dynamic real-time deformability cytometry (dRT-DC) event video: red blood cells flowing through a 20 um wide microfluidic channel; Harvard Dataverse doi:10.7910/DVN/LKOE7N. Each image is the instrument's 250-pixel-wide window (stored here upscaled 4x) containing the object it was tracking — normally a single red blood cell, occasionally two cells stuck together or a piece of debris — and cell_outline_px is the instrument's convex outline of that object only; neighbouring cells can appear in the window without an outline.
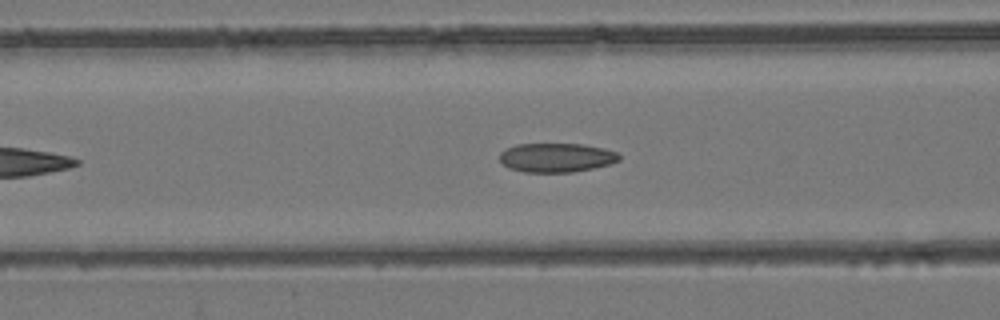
{"species": "common noctule bat (a hibernating species)", "species_latin": "Nyctalus noctula", "temperature_condition": "room temperature", "stored_images_in_passage": 36, "camera_frame_rate_fps": 3000, "um_per_image_px": 0.085, "animal": {"sex": "female", "body_mass_g": 24.6, "forearm_length_mm": 56.2}, "frame": {"image": 1, "passage_image": 10, "time_ms": 3.0, "image_size_px": [1000, 320], "cell_outline_px": [[620, 160], [608, 164], [592, 168], [572, 172], [524, 172], [508, 168], [500, 160], [500, 152], [516, 144], [584, 144], [604, 148], [616, 152], [620, 156]], "centroid_in_image_um": [47.29, 13.39], "position_along_channel_um": 119.3, "area_um2": 20.17}}
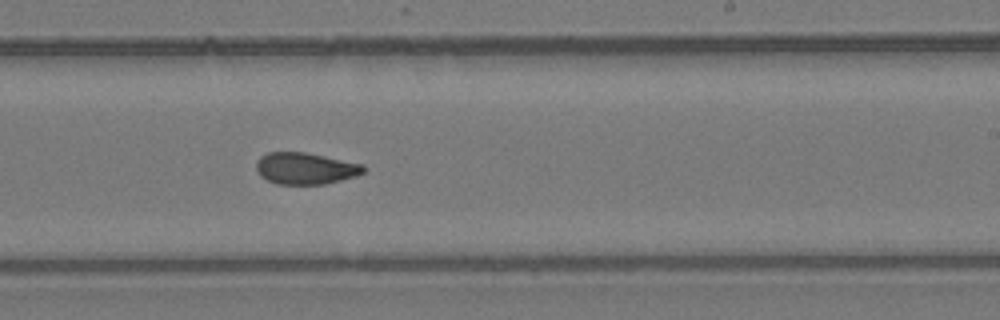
{"frame": {"image": 2, "passage_image": 21, "time_ms": 6.667, "image_size_px": [1000, 320], "cell_outline_px": [[364, 172], [356, 176], [324, 184], [276, 184], [260, 176], [256, 168], [256, 160], [260, 156], [268, 152], [304, 152], [364, 164]], "centroid_in_image_um": [25.93, 14.31], "position_along_channel_um": 263.1, "area_um2": 19.77}}
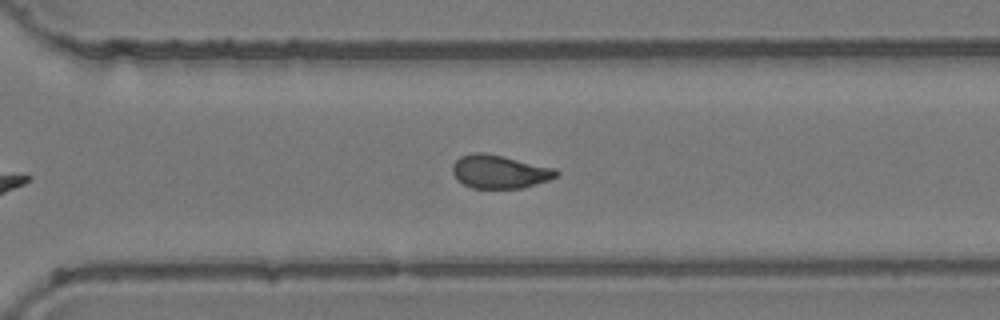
{"frame": {"image": 3, "passage_image": 26, "time_ms": 8.333, "image_size_px": [1000, 320], "cell_outline_px": [[560, 172], [556, 176], [548, 180], [536, 184], [520, 188], [472, 188], [456, 180], [452, 172], [452, 164], [460, 156], [472, 152], [484, 152], [556, 168]], "centroid_in_image_um": [42.43, 14.58], "position_along_channel_um": 328.2, "area_um2": 20.23}, "authors_computed_cell_mechanics": {"area_um2": 20.2878, "velocity_mm_per_s": 3.9153, "shape_relaxation_time_tau1_ms": null, "shape_relaxation_time_tau2_ms": 2.3245, "deformation_change_tau1": null, "deformation_change_tau2": 0.083}}